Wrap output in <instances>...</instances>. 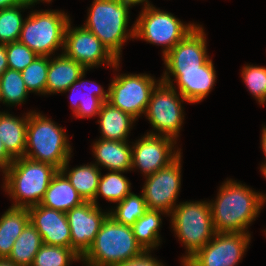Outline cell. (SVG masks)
Listing matches in <instances>:
<instances>
[{"label":"cell","mask_w":266,"mask_h":266,"mask_svg":"<svg viewBox=\"0 0 266 266\" xmlns=\"http://www.w3.org/2000/svg\"><path fill=\"white\" fill-rule=\"evenodd\" d=\"M0 266H18L8 258H0Z\"/></svg>","instance_id":"cell-43"},{"label":"cell","mask_w":266,"mask_h":266,"mask_svg":"<svg viewBox=\"0 0 266 266\" xmlns=\"http://www.w3.org/2000/svg\"><path fill=\"white\" fill-rule=\"evenodd\" d=\"M261 174L263 175V178L266 179V164H261L260 165V170Z\"/></svg>","instance_id":"cell-44"},{"label":"cell","mask_w":266,"mask_h":266,"mask_svg":"<svg viewBox=\"0 0 266 266\" xmlns=\"http://www.w3.org/2000/svg\"><path fill=\"white\" fill-rule=\"evenodd\" d=\"M76 189L60 171L53 176L40 205L63 212H68L83 203Z\"/></svg>","instance_id":"cell-24"},{"label":"cell","mask_w":266,"mask_h":266,"mask_svg":"<svg viewBox=\"0 0 266 266\" xmlns=\"http://www.w3.org/2000/svg\"><path fill=\"white\" fill-rule=\"evenodd\" d=\"M42 245L41 235L29 222L15 240L8 259L18 266H31Z\"/></svg>","instance_id":"cell-28"},{"label":"cell","mask_w":266,"mask_h":266,"mask_svg":"<svg viewBox=\"0 0 266 266\" xmlns=\"http://www.w3.org/2000/svg\"><path fill=\"white\" fill-rule=\"evenodd\" d=\"M33 1H36V2H41V1H44V0H33Z\"/></svg>","instance_id":"cell-46"},{"label":"cell","mask_w":266,"mask_h":266,"mask_svg":"<svg viewBox=\"0 0 266 266\" xmlns=\"http://www.w3.org/2000/svg\"><path fill=\"white\" fill-rule=\"evenodd\" d=\"M58 169L26 157L16 158L2 173V190L12 200L11 207L30 208L41 203Z\"/></svg>","instance_id":"cell-2"},{"label":"cell","mask_w":266,"mask_h":266,"mask_svg":"<svg viewBox=\"0 0 266 266\" xmlns=\"http://www.w3.org/2000/svg\"><path fill=\"white\" fill-rule=\"evenodd\" d=\"M30 223L36 228L43 244L71 248V233L66 213L40 204L28 208Z\"/></svg>","instance_id":"cell-18"},{"label":"cell","mask_w":266,"mask_h":266,"mask_svg":"<svg viewBox=\"0 0 266 266\" xmlns=\"http://www.w3.org/2000/svg\"><path fill=\"white\" fill-rule=\"evenodd\" d=\"M261 139H260V145H261V150L263 151L264 154V161L262 162V164H266V125L264 124V126L261 129Z\"/></svg>","instance_id":"cell-41"},{"label":"cell","mask_w":266,"mask_h":266,"mask_svg":"<svg viewBox=\"0 0 266 266\" xmlns=\"http://www.w3.org/2000/svg\"><path fill=\"white\" fill-rule=\"evenodd\" d=\"M70 20L65 31L63 53L81 64L85 69L98 68L105 65L119 72L120 63L102 42L83 25L72 26Z\"/></svg>","instance_id":"cell-11"},{"label":"cell","mask_w":266,"mask_h":266,"mask_svg":"<svg viewBox=\"0 0 266 266\" xmlns=\"http://www.w3.org/2000/svg\"><path fill=\"white\" fill-rule=\"evenodd\" d=\"M40 3L43 1L31 6L32 11L25 17L18 41L38 56L51 57L60 54L58 50L63 53L66 27L72 19L64 10L32 9Z\"/></svg>","instance_id":"cell-6"},{"label":"cell","mask_w":266,"mask_h":266,"mask_svg":"<svg viewBox=\"0 0 266 266\" xmlns=\"http://www.w3.org/2000/svg\"><path fill=\"white\" fill-rule=\"evenodd\" d=\"M245 64L241 70L242 82L250 92V95L259 103L266 105V67Z\"/></svg>","instance_id":"cell-35"},{"label":"cell","mask_w":266,"mask_h":266,"mask_svg":"<svg viewBox=\"0 0 266 266\" xmlns=\"http://www.w3.org/2000/svg\"><path fill=\"white\" fill-rule=\"evenodd\" d=\"M208 201L216 232L251 234L249 226L264 208L266 193L227 178L219 186L216 199Z\"/></svg>","instance_id":"cell-1"},{"label":"cell","mask_w":266,"mask_h":266,"mask_svg":"<svg viewBox=\"0 0 266 266\" xmlns=\"http://www.w3.org/2000/svg\"><path fill=\"white\" fill-rule=\"evenodd\" d=\"M15 159L7 152L0 139V172L3 173Z\"/></svg>","instance_id":"cell-38"},{"label":"cell","mask_w":266,"mask_h":266,"mask_svg":"<svg viewBox=\"0 0 266 266\" xmlns=\"http://www.w3.org/2000/svg\"><path fill=\"white\" fill-rule=\"evenodd\" d=\"M71 233V248L82 257L109 216V209H102L93 202L84 201L66 212Z\"/></svg>","instance_id":"cell-15"},{"label":"cell","mask_w":266,"mask_h":266,"mask_svg":"<svg viewBox=\"0 0 266 266\" xmlns=\"http://www.w3.org/2000/svg\"><path fill=\"white\" fill-rule=\"evenodd\" d=\"M148 210L142 192L128 194L121 202L109 208V216L116 222L132 226Z\"/></svg>","instance_id":"cell-32"},{"label":"cell","mask_w":266,"mask_h":266,"mask_svg":"<svg viewBox=\"0 0 266 266\" xmlns=\"http://www.w3.org/2000/svg\"><path fill=\"white\" fill-rule=\"evenodd\" d=\"M184 102L189 103L171 85L160 81L151 93L144 115L152 127L146 133L167 136L177 142L185 119Z\"/></svg>","instance_id":"cell-9"},{"label":"cell","mask_w":266,"mask_h":266,"mask_svg":"<svg viewBox=\"0 0 266 266\" xmlns=\"http://www.w3.org/2000/svg\"><path fill=\"white\" fill-rule=\"evenodd\" d=\"M66 129L39 110L28 112L24 157L50 164L58 170L72 156V146Z\"/></svg>","instance_id":"cell-4"},{"label":"cell","mask_w":266,"mask_h":266,"mask_svg":"<svg viewBox=\"0 0 266 266\" xmlns=\"http://www.w3.org/2000/svg\"><path fill=\"white\" fill-rule=\"evenodd\" d=\"M134 23V39L162 46V57L198 25L195 22L185 23L154 4L143 7Z\"/></svg>","instance_id":"cell-8"},{"label":"cell","mask_w":266,"mask_h":266,"mask_svg":"<svg viewBox=\"0 0 266 266\" xmlns=\"http://www.w3.org/2000/svg\"><path fill=\"white\" fill-rule=\"evenodd\" d=\"M8 68L22 72L38 56L19 41L6 44Z\"/></svg>","instance_id":"cell-36"},{"label":"cell","mask_w":266,"mask_h":266,"mask_svg":"<svg viewBox=\"0 0 266 266\" xmlns=\"http://www.w3.org/2000/svg\"><path fill=\"white\" fill-rule=\"evenodd\" d=\"M207 34L202 25L193 28L164 57V71L200 70L211 56L207 51Z\"/></svg>","instance_id":"cell-17"},{"label":"cell","mask_w":266,"mask_h":266,"mask_svg":"<svg viewBox=\"0 0 266 266\" xmlns=\"http://www.w3.org/2000/svg\"><path fill=\"white\" fill-rule=\"evenodd\" d=\"M24 2H36L33 0H0V9L12 7Z\"/></svg>","instance_id":"cell-40"},{"label":"cell","mask_w":266,"mask_h":266,"mask_svg":"<svg viewBox=\"0 0 266 266\" xmlns=\"http://www.w3.org/2000/svg\"><path fill=\"white\" fill-rule=\"evenodd\" d=\"M132 142L112 141L97 138L90 146L95 158L93 163L108 171L131 172Z\"/></svg>","instance_id":"cell-20"},{"label":"cell","mask_w":266,"mask_h":266,"mask_svg":"<svg viewBox=\"0 0 266 266\" xmlns=\"http://www.w3.org/2000/svg\"><path fill=\"white\" fill-rule=\"evenodd\" d=\"M160 78L162 82L171 85L176 90L178 89L177 91L189 104L202 102L213 90L217 81L216 70L211 57L200 66V70L163 71Z\"/></svg>","instance_id":"cell-16"},{"label":"cell","mask_w":266,"mask_h":266,"mask_svg":"<svg viewBox=\"0 0 266 266\" xmlns=\"http://www.w3.org/2000/svg\"><path fill=\"white\" fill-rule=\"evenodd\" d=\"M127 172L109 171L105 175L101 174L98 189L93 203L100 206L99 196L111 204L121 202L128 194L131 193V182L124 176Z\"/></svg>","instance_id":"cell-29"},{"label":"cell","mask_w":266,"mask_h":266,"mask_svg":"<svg viewBox=\"0 0 266 266\" xmlns=\"http://www.w3.org/2000/svg\"><path fill=\"white\" fill-rule=\"evenodd\" d=\"M86 69L75 60L60 53L49 57L46 96L63 93Z\"/></svg>","instance_id":"cell-21"},{"label":"cell","mask_w":266,"mask_h":266,"mask_svg":"<svg viewBox=\"0 0 266 266\" xmlns=\"http://www.w3.org/2000/svg\"><path fill=\"white\" fill-rule=\"evenodd\" d=\"M0 93L2 105L9 110L12 106L25 104L30 95L21 72L9 68L0 76Z\"/></svg>","instance_id":"cell-31"},{"label":"cell","mask_w":266,"mask_h":266,"mask_svg":"<svg viewBox=\"0 0 266 266\" xmlns=\"http://www.w3.org/2000/svg\"><path fill=\"white\" fill-rule=\"evenodd\" d=\"M30 222L28 208L9 207L0 217V258H8L15 240Z\"/></svg>","instance_id":"cell-26"},{"label":"cell","mask_w":266,"mask_h":266,"mask_svg":"<svg viewBox=\"0 0 266 266\" xmlns=\"http://www.w3.org/2000/svg\"><path fill=\"white\" fill-rule=\"evenodd\" d=\"M251 234L220 233L197 251L185 266H238L251 243Z\"/></svg>","instance_id":"cell-13"},{"label":"cell","mask_w":266,"mask_h":266,"mask_svg":"<svg viewBox=\"0 0 266 266\" xmlns=\"http://www.w3.org/2000/svg\"><path fill=\"white\" fill-rule=\"evenodd\" d=\"M87 71L90 70L86 69L78 80L63 92L70 94L67 98L70 99L69 104L74 118L98 117L102 104L109 99V89L105 90L101 84L84 79Z\"/></svg>","instance_id":"cell-19"},{"label":"cell","mask_w":266,"mask_h":266,"mask_svg":"<svg viewBox=\"0 0 266 266\" xmlns=\"http://www.w3.org/2000/svg\"><path fill=\"white\" fill-rule=\"evenodd\" d=\"M53 0H44L43 1V4L46 3V4H50Z\"/></svg>","instance_id":"cell-45"},{"label":"cell","mask_w":266,"mask_h":266,"mask_svg":"<svg viewBox=\"0 0 266 266\" xmlns=\"http://www.w3.org/2000/svg\"><path fill=\"white\" fill-rule=\"evenodd\" d=\"M108 84V102L123 112L130 114L137 121L144 117L151 93L161 81L146 73H116ZM144 114V115H143Z\"/></svg>","instance_id":"cell-10"},{"label":"cell","mask_w":266,"mask_h":266,"mask_svg":"<svg viewBox=\"0 0 266 266\" xmlns=\"http://www.w3.org/2000/svg\"><path fill=\"white\" fill-rule=\"evenodd\" d=\"M0 103L2 104L1 93H0ZM0 108H1V107H0Z\"/></svg>","instance_id":"cell-47"},{"label":"cell","mask_w":266,"mask_h":266,"mask_svg":"<svg viewBox=\"0 0 266 266\" xmlns=\"http://www.w3.org/2000/svg\"><path fill=\"white\" fill-rule=\"evenodd\" d=\"M182 153L155 173L144 177L142 194L148 209L159 210L171 214L178 204L182 181Z\"/></svg>","instance_id":"cell-12"},{"label":"cell","mask_w":266,"mask_h":266,"mask_svg":"<svg viewBox=\"0 0 266 266\" xmlns=\"http://www.w3.org/2000/svg\"><path fill=\"white\" fill-rule=\"evenodd\" d=\"M131 8L121 0H93L83 24L118 61L124 44L128 39L134 41L135 23L128 28Z\"/></svg>","instance_id":"cell-3"},{"label":"cell","mask_w":266,"mask_h":266,"mask_svg":"<svg viewBox=\"0 0 266 266\" xmlns=\"http://www.w3.org/2000/svg\"><path fill=\"white\" fill-rule=\"evenodd\" d=\"M71 158L72 157L62 166L60 171L67 177L84 201L93 202L98 189L102 169L92 162L70 169L69 161Z\"/></svg>","instance_id":"cell-25"},{"label":"cell","mask_w":266,"mask_h":266,"mask_svg":"<svg viewBox=\"0 0 266 266\" xmlns=\"http://www.w3.org/2000/svg\"><path fill=\"white\" fill-rule=\"evenodd\" d=\"M178 203L169 215V221L174 237L178 238L182 247L186 249L184 255L180 257L181 264H184L209 243L216 231L208 200H189Z\"/></svg>","instance_id":"cell-5"},{"label":"cell","mask_w":266,"mask_h":266,"mask_svg":"<svg viewBox=\"0 0 266 266\" xmlns=\"http://www.w3.org/2000/svg\"><path fill=\"white\" fill-rule=\"evenodd\" d=\"M49 56H37L22 72L21 76L30 93L46 95Z\"/></svg>","instance_id":"cell-34"},{"label":"cell","mask_w":266,"mask_h":266,"mask_svg":"<svg viewBox=\"0 0 266 266\" xmlns=\"http://www.w3.org/2000/svg\"><path fill=\"white\" fill-rule=\"evenodd\" d=\"M168 214L159 210L148 209L144 215H142L131 226L137 243L143 250H157L162 243V237L160 229L162 227V216Z\"/></svg>","instance_id":"cell-27"},{"label":"cell","mask_w":266,"mask_h":266,"mask_svg":"<svg viewBox=\"0 0 266 266\" xmlns=\"http://www.w3.org/2000/svg\"><path fill=\"white\" fill-rule=\"evenodd\" d=\"M8 69L6 44H0V76Z\"/></svg>","instance_id":"cell-39"},{"label":"cell","mask_w":266,"mask_h":266,"mask_svg":"<svg viewBox=\"0 0 266 266\" xmlns=\"http://www.w3.org/2000/svg\"><path fill=\"white\" fill-rule=\"evenodd\" d=\"M28 112L15 116L0 111V139L7 152L14 158L24 157L26 147Z\"/></svg>","instance_id":"cell-23"},{"label":"cell","mask_w":266,"mask_h":266,"mask_svg":"<svg viewBox=\"0 0 266 266\" xmlns=\"http://www.w3.org/2000/svg\"><path fill=\"white\" fill-rule=\"evenodd\" d=\"M35 2H24L12 7L0 9V44H8L19 40L23 22V13Z\"/></svg>","instance_id":"cell-30"},{"label":"cell","mask_w":266,"mask_h":266,"mask_svg":"<svg viewBox=\"0 0 266 266\" xmlns=\"http://www.w3.org/2000/svg\"><path fill=\"white\" fill-rule=\"evenodd\" d=\"M143 251L131 226L120 224L108 216L81 262L84 266H114L139 256Z\"/></svg>","instance_id":"cell-7"},{"label":"cell","mask_w":266,"mask_h":266,"mask_svg":"<svg viewBox=\"0 0 266 266\" xmlns=\"http://www.w3.org/2000/svg\"><path fill=\"white\" fill-rule=\"evenodd\" d=\"M97 124L101 136L99 138L112 141H129L130 131L135 126L136 119L119 108L104 102L98 114Z\"/></svg>","instance_id":"cell-22"},{"label":"cell","mask_w":266,"mask_h":266,"mask_svg":"<svg viewBox=\"0 0 266 266\" xmlns=\"http://www.w3.org/2000/svg\"><path fill=\"white\" fill-rule=\"evenodd\" d=\"M73 262L81 263V257L72 248L43 244L31 266H72Z\"/></svg>","instance_id":"cell-33"},{"label":"cell","mask_w":266,"mask_h":266,"mask_svg":"<svg viewBox=\"0 0 266 266\" xmlns=\"http://www.w3.org/2000/svg\"><path fill=\"white\" fill-rule=\"evenodd\" d=\"M181 151L174 139L146 133L132 142L131 171L140 170L146 177L167 167L183 153Z\"/></svg>","instance_id":"cell-14"},{"label":"cell","mask_w":266,"mask_h":266,"mask_svg":"<svg viewBox=\"0 0 266 266\" xmlns=\"http://www.w3.org/2000/svg\"><path fill=\"white\" fill-rule=\"evenodd\" d=\"M121 1L124 3L130 4L132 7L137 6V5H141L142 6L141 8H143V7H146L148 5L149 6L153 5L151 3V1H149V0H121Z\"/></svg>","instance_id":"cell-42"},{"label":"cell","mask_w":266,"mask_h":266,"mask_svg":"<svg viewBox=\"0 0 266 266\" xmlns=\"http://www.w3.org/2000/svg\"><path fill=\"white\" fill-rule=\"evenodd\" d=\"M114 266H165V264L157 257L152 256V250H144L139 256Z\"/></svg>","instance_id":"cell-37"}]
</instances>
